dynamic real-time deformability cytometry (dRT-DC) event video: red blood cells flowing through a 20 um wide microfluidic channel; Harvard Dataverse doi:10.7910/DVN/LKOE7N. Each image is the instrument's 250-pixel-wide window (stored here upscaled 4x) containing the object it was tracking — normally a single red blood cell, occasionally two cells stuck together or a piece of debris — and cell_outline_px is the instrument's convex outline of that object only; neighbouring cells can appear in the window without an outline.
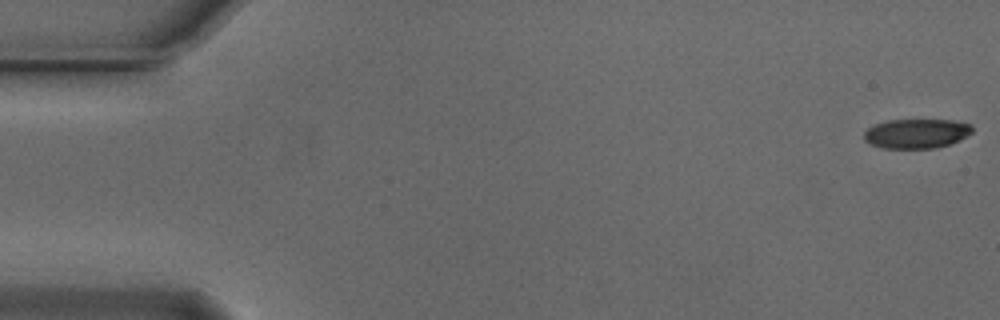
{"species": "Egyptian fruit bat (a non-hibernating species)", "species_latin": "Rousettus aegyptiacus", "temperature_condition": "cold", "stored_images_in_passage": 49, "camera_frame_rate_fps": 3000, "um_per_image_px": 0.085, "animal": {"sex": "male"}, "frame": {"image": 1, "passage_image": 1, "time_ms": 0.0, "image_size_px": [1000, 320], "cell_outline_px": [[972, 132], [968, 136], [960, 140], [936, 148], [884, 148], [872, 144], [864, 140], [864, 132], [868, 128], [876, 124], [888, 120], [952, 120], [972, 124]], "centroid_in_image_um": [77.93, 11.35], "position_along_channel_um": 7.1, "area_um2": 18.55}}
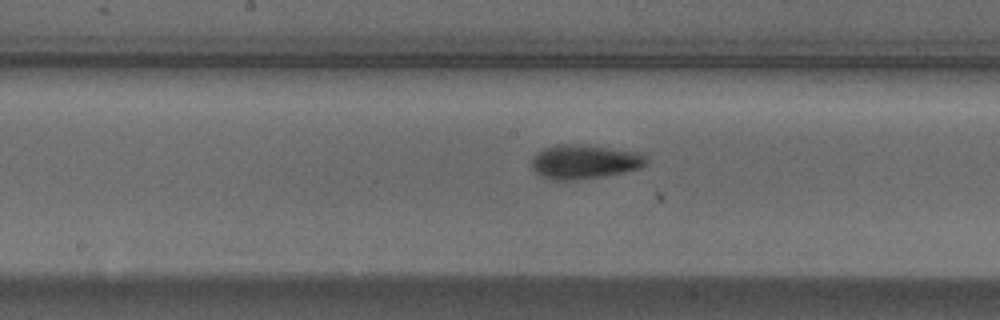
{"frame": {"image": 2, "passage_image": 28, "time_ms": 9.0, "image_size_px": [1000, 320], "cell_outline_px": [[648, 164], [640, 168], [624, 172], [604, 176], [564, 180], [552, 180], [540, 176], [532, 168], [532, 156], [536, 152], [544, 148], [556, 144], [576, 144], [640, 152], [648, 160]], "centroid_in_image_um": [49.66, 13.74], "position_along_channel_um": 198.5, "area_um2": 22.77}}
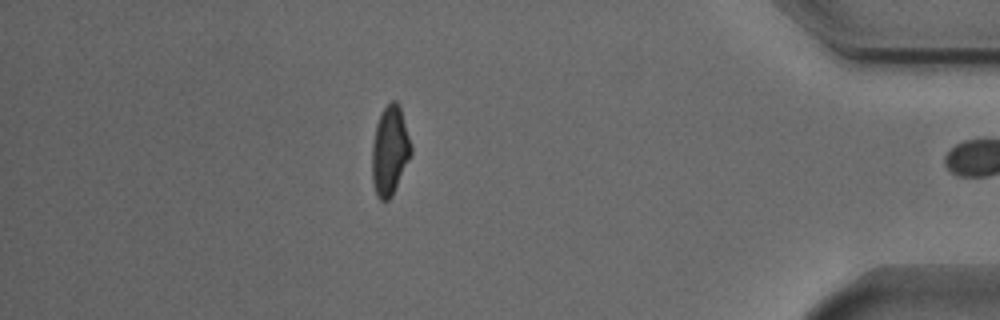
{"frame": {"image": 3, "passage_image": 48, "time_ms": 15.667, "image_size_px": [1000, 320], "cell_outline_px": [[412, 156], [392, 196], [388, 200], [380, 200], [376, 196], [372, 180], [372, 144], [376, 124], [384, 108], [392, 100], [396, 100], [400, 108], [412, 148]], "centroid_in_image_um": [33.13, 12.86], "position_along_channel_um": 402.1, "area_um2": 20.29}, "authors_computed_cell_mechanics": {"area_um2": 21.386, "velocity_mm_per_s": 3.7366, "shape_relaxation_time_tau1_ms": 3.5379, "shape_relaxation_time_tau2_ms": 5.359, "deformation_change_tau1": 0.1402, "deformation_change_tau2": 0.1054}}